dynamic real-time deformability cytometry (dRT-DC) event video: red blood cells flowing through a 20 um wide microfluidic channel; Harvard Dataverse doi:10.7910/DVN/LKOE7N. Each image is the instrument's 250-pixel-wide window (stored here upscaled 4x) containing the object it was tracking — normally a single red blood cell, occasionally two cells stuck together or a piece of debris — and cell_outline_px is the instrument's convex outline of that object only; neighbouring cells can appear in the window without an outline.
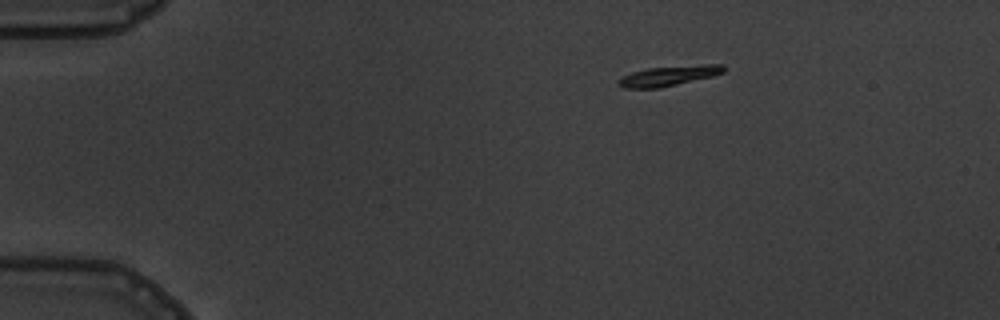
{"species": "common noctule bat (a hibernating species)", "species_latin": "Nyctalus noctula", "temperature_condition": "warm", "stored_images_in_passage": 3, "camera_frame_rate_fps": 3000, "um_per_image_px": 0.085, "animal": {"sex": "male", "body_mass_g": 19.5, "forearm_length_mm": 54.6}, "frame": {"image": 1, "passage_image": 1, "time_ms": 0.0, "image_size_px": [1000, 320], "cell_outline_px": [[724, 72], [712, 76], [660, 88], [624, 88], [616, 84], [624, 76], [632, 72], [648, 68], [704, 64], [724, 64]], "centroid_in_image_um": [56.86, 6.44], "position_along_channel_um": 28.1, "area_um2": 12.14}}